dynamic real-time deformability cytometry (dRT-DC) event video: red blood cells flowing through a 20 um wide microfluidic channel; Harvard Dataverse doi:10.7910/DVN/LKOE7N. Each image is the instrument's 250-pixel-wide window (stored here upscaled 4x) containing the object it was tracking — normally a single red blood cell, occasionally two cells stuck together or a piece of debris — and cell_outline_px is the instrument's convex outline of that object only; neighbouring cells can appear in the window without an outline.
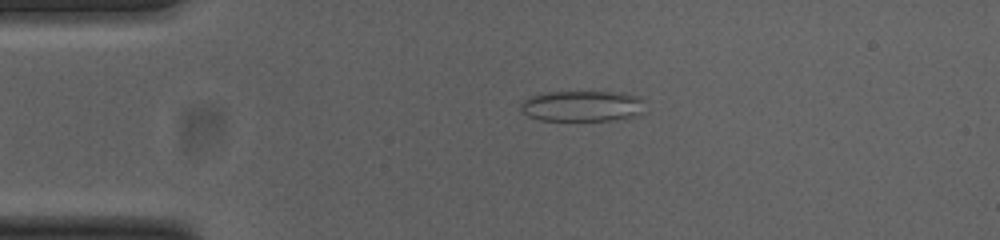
{"species": "common noctule bat (a hibernating species)", "species_latin": "Nyctalus noctula", "temperature_condition": "cold", "stored_images_in_passage": 42, "camera_frame_rate_fps": 3000, "um_per_image_px": 0.085, "animal": {"sex": "female", "body_mass_g": 23.0, "forearm_length_mm": 53.4}, "frame": {"image": 1, "passage_image": 1, "time_ms": 0.0, "image_size_px": [1000, 240], "cell_outline_px": [[648, 112], [640, 116], [628, 120], [540, 120], [528, 116], [520, 112], [520, 104], [528, 96], [544, 92], [624, 92], [636, 96], [644, 100]], "centroid_in_image_um": [49.59, 9.02], "position_along_channel_um": 35.4, "area_um2": 23.24}}
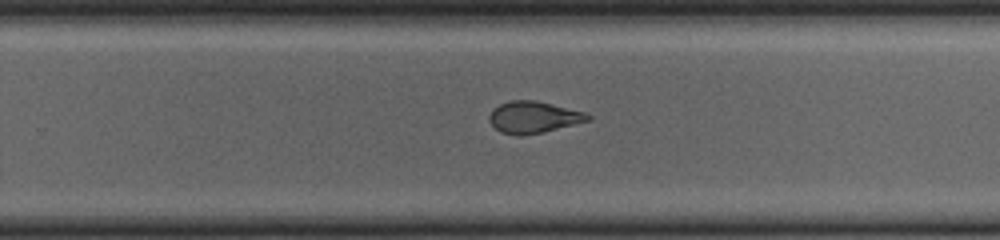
{"frame": {"image": 2, "passage_image": 23, "time_ms": 7.333, "image_size_px": [1000, 240], "cell_outline_px": [[592, 120], [544, 132], [520, 136], [516, 136], [500, 132], [488, 120], [488, 116], [492, 108], [500, 104], [512, 100], [536, 100], [584, 112], [592, 116]], "centroid_in_image_um": [45.34, 9.97], "position_along_channel_um": 284.5, "area_um2": 18.38}}
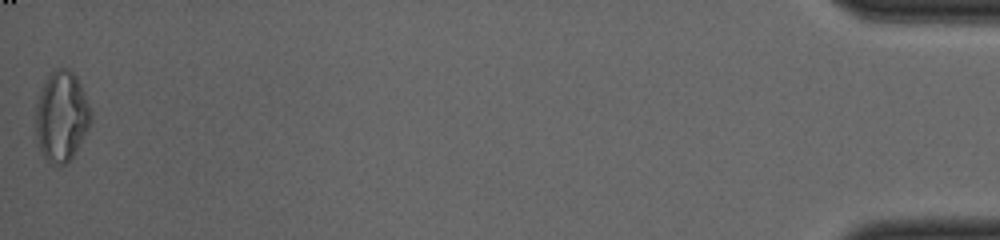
{"frame": {"image": 3, "passage_image": 42, "time_ms": 13.667, "image_size_px": [1000, 240], "cell_outline_px": [[92, 120], [88, 128], [72, 156], [64, 164], [52, 164], [40, 152], [36, 136], [36, 104], [40, 92], [48, 76], [56, 68], [68, 68], [76, 76], [80, 84], [92, 116]], "centroid_in_image_um": [5.21, 9.88], "position_along_channel_um": 430.0, "area_um2": 28.44}, "authors_computed_cell_mechanics": {"area_um2": 19.1318, "velocity_mm_per_s": 3.8651, "shape_relaxation_time_tau1_ms": null, "shape_relaxation_time_tau2_ms": 1.3915, "deformation_change_tau1": null, "deformation_change_tau2": 0.0842}}